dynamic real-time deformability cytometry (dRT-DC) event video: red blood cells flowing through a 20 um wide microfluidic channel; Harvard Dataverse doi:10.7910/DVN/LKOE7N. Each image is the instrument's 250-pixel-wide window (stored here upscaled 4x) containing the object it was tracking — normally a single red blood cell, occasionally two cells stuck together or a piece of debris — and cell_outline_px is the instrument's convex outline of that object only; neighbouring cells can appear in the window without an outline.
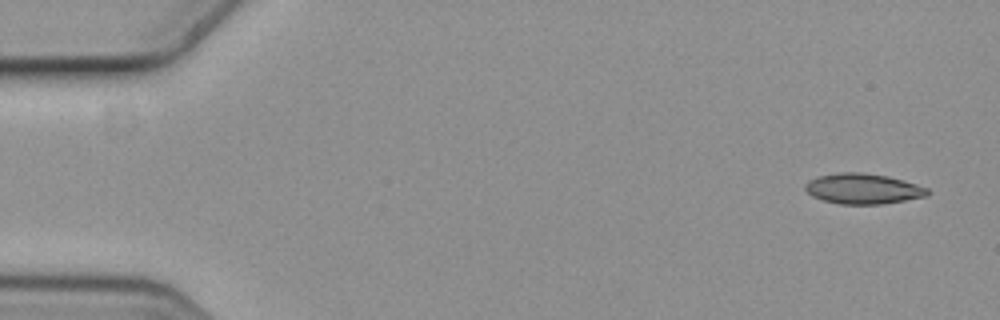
{"species": "common noctule bat (a hibernating species)", "species_latin": "Nyctalus noctula", "temperature_condition": "cold", "stored_images_in_passage": 4, "segment_of_instrument_passage": [2, 2], "camera_frame_rate_fps": 3000, "um_per_image_px": 0.085, "animal": {"sex": "female", "body_mass_g": 19.3, "forearm_length_mm": 54.1}, "frame": {"image": 1, "passage_image": 4, "time_ms": 1.0, "image_size_px": [1000, 320], "cell_outline_px": [[932, 192], [924, 196], [904, 200], [880, 204], [840, 204], [824, 200], [812, 196], [804, 188], [804, 184], [808, 180], [820, 176], [840, 172], [860, 172], [888, 176], [916, 184], [928, 188]], "centroid_in_image_um": [73.34, 16.04], "position_along_channel_um": 11.7, "area_um2": 21.5}}